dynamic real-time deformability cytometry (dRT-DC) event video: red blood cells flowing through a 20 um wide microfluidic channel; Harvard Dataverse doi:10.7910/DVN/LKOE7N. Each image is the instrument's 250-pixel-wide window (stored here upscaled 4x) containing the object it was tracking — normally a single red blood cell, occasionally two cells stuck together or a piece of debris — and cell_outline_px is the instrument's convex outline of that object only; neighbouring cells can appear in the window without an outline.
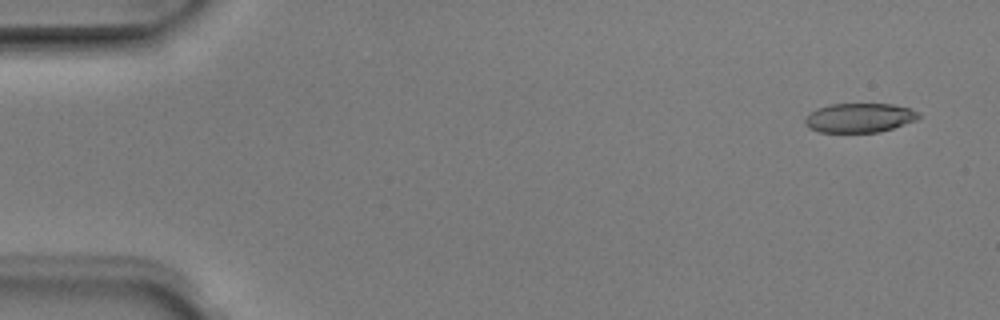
{"species": "Egyptian fruit bat (a non-hibernating species)", "species_latin": "Rousettus aegyptiacus", "temperature_condition": "room temperature", "stored_images_in_passage": 6, "camera_frame_rate_fps": 3000, "um_per_image_px": 0.085, "animal": {"sex": "male"}, "frame": {"image": 1, "passage_image": 1, "time_ms": 0.0, "image_size_px": [1000, 320], "cell_outline_px": [[920, 116], [916, 120], [880, 132], [820, 132], [808, 128], [804, 124], [804, 120], [816, 108], [828, 104], [892, 104], [908, 108], [920, 112]], "centroid_in_image_um": [73.04, 10.01], "position_along_channel_um": 12.0, "area_um2": 19.36}}
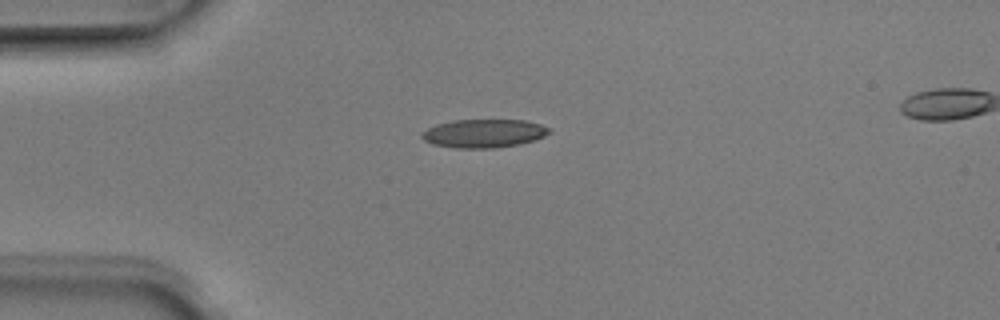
{"frame": {"image": 2, "passage_image": 4, "time_ms": 1.0, "image_size_px": [1000, 320], "cell_outline_px": [[552, 132], [544, 136], [520, 144], [492, 148], [456, 148], [432, 144], [424, 140], [420, 136], [428, 128], [436, 124], [452, 120], [524, 120], [540, 124], [552, 128]], "centroid_in_image_um": [41.14, 11.33], "position_along_channel_um": 43.9, "area_um2": 21.1}}
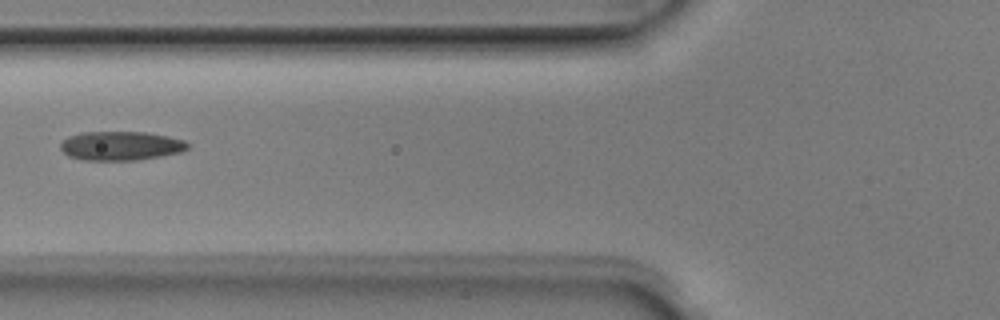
{"frame": {"image": 3, "passage_image": 6, "time_ms": 1.667, "image_size_px": [1000, 320], "cell_outline_px": [[188, 148], [180, 152], [160, 156], [136, 160], [84, 160], [68, 156], [60, 148], [60, 144], [68, 136], [84, 132], [148, 132], [168, 136], [184, 140], [188, 144]], "centroid_in_image_um": [10.26, 12.39], "position_along_channel_um": 115.5, "area_um2": 21.44}}